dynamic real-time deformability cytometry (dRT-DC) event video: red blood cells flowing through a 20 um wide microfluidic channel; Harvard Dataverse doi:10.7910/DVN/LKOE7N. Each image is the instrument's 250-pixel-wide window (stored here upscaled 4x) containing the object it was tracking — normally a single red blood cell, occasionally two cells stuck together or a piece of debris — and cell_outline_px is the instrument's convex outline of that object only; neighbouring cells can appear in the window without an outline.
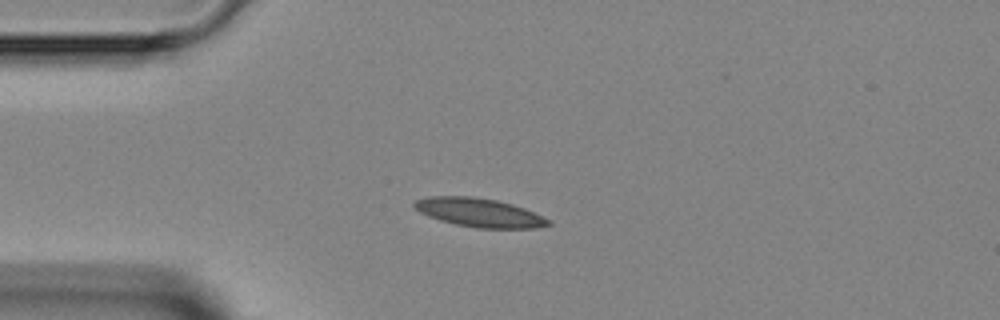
{"species": "Egyptian fruit bat (a non-hibernating species)", "species_latin": "Rousettus aegyptiacus", "temperature_condition": "room temperature", "stored_images_in_passage": 5, "camera_frame_rate_fps": 3000, "um_per_image_px": 0.085, "animal": {"sex": "female"}, "frame": {"image": 1, "passage_image": 4, "time_ms": 3.667, "image_size_px": [1000, 320], "cell_outline_px": [[552, 224], [536, 228], [476, 228], [456, 224], [440, 220], [428, 216], [420, 212], [412, 204], [416, 200], [428, 196], [476, 196], [496, 200], [512, 204], [524, 208], [552, 220]], "centroid_in_image_um": [40.76, 18.06], "position_along_channel_um": 44.2, "area_um2": 22.48}}